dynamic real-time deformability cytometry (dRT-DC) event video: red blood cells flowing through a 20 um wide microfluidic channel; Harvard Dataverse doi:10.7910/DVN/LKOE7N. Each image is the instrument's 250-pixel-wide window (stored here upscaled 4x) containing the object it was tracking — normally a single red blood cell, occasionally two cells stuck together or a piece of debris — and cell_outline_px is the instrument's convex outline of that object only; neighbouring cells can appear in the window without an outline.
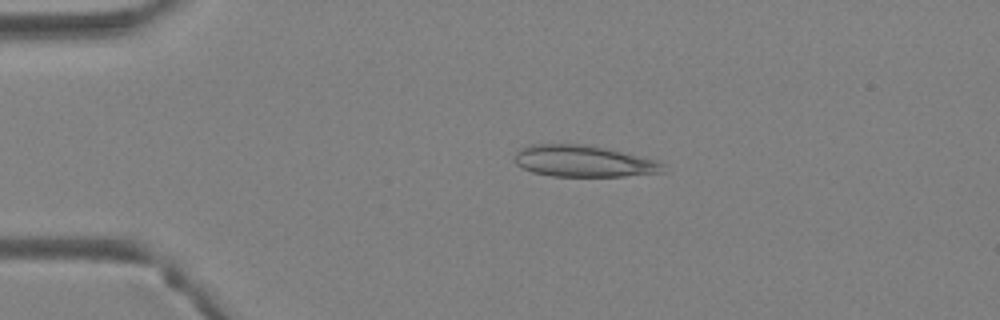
{"species": "Egyptian fruit bat (a non-hibernating species)", "species_latin": "Rousettus aegyptiacus", "temperature_condition": "warm", "stored_images_in_passage": 2, "camera_frame_rate_fps": 3000, "um_per_image_px": 0.085, "animal": {"sex": "female"}, "frame": {"image": 1, "passage_image": 1, "time_ms": 0.0, "image_size_px": [1000, 320], "cell_outline_px": [[664, 172], [624, 176], [552, 176], [532, 172], [516, 164], [512, 156], [520, 148], [528, 144], [588, 144], [660, 160], [664, 164]], "centroid_in_image_um": [49.6, 13.69], "position_along_channel_um": 35.4, "area_um2": 27.63}}